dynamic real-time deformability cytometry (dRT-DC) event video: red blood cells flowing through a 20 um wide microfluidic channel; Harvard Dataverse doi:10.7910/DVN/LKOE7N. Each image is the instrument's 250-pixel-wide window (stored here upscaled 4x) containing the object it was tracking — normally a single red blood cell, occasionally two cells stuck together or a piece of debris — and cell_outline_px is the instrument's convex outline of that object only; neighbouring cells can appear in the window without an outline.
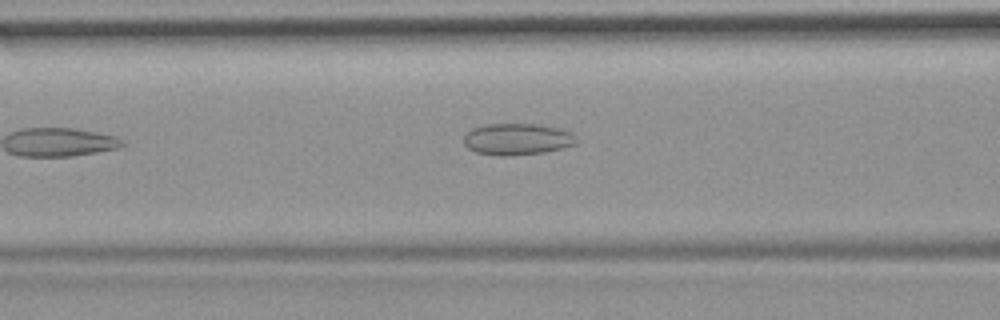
{"species": "common noctule bat (a hibernating species)", "species_latin": "Nyctalus noctula", "temperature_condition": "room temperature", "stored_images_in_passage": 7, "camera_frame_rate_fps": 3000, "um_per_image_px": 0.085, "animal": {"sex": "female", "body_mass_g": 19.9}, "frame": {"image": 1, "passage_image": 6, "time_ms": 1.667, "image_size_px": [1000, 320], "cell_outline_px": [[580, 140], [576, 144], [544, 152], [504, 156], [500, 156], [476, 152], [468, 148], [464, 144], [464, 136], [472, 128], [484, 124], [536, 124], [556, 128], [572, 132]], "centroid_in_image_um": [43.97, 11.82], "position_along_channel_um": 122.6, "area_um2": 20.69}}
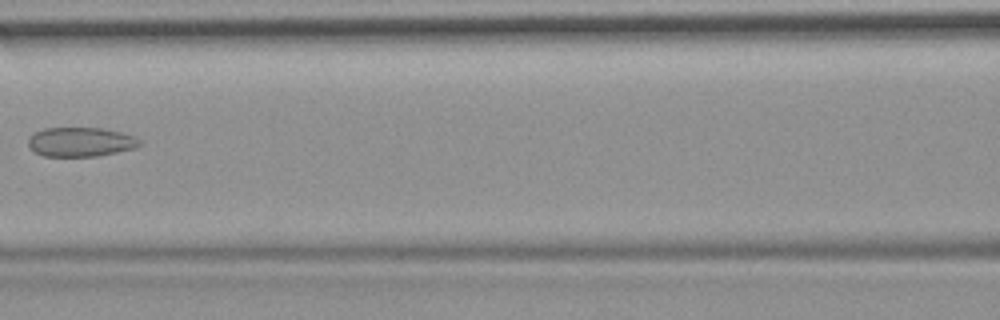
{"frame": {"image": 2, "passage_image": 7, "time_ms": 2.0, "image_size_px": [1000, 320], "cell_outline_px": [[144, 144], [132, 148], [116, 152], [96, 156], [44, 156], [36, 152], [28, 144], [28, 140], [36, 132], [44, 128], [104, 128], [120, 132], [132, 136], [140, 140]], "centroid_in_image_um": [6.87, 12.06], "position_along_channel_um": 159.7, "area_um2": 18.73}}